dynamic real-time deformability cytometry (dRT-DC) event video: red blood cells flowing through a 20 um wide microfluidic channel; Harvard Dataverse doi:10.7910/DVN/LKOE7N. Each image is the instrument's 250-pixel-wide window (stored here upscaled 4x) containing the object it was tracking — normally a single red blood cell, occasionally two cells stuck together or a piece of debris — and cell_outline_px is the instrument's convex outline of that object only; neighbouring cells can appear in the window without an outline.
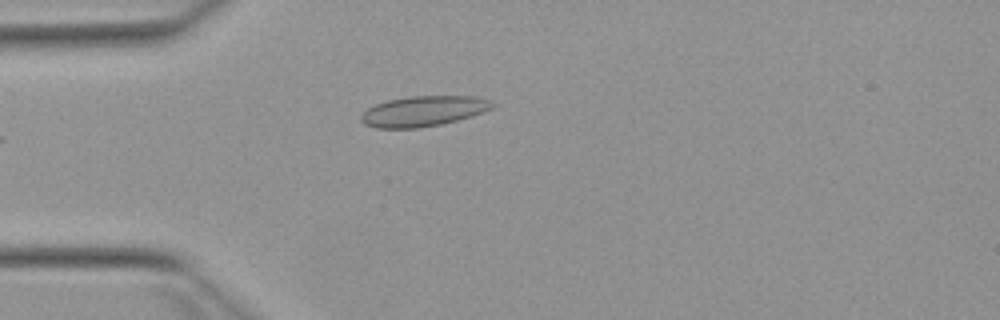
{"species": "Egyptian fruit bat (a non-hibernating species)", "species_latin": "Rousettus aegyptiacus", "temperature_condition": "warm", "stored_images_in_passage": 31, "camera_frame_rate_fps": 3000, "um_per_image_px": 0.085, "animal": {"sex": "female"}, "frame": {"image": 1, "passage_image": 1, "time_ms": 0.0, "image_size_px": [1000, 320], "cell_outline_px": [[496, 104], [492, 108], [472, 116], [440, 124], [416, 128], [376, 128], [364, 124], [360, 120], [360, 116], [368, 108], [376, 104], [388, 100], [408, 96], [476, 96], [492, 100]], "centroid_in_image_um": [36.0, 9.44], "position_along_channel_um": 49.0, "area_um2": 23.24}}
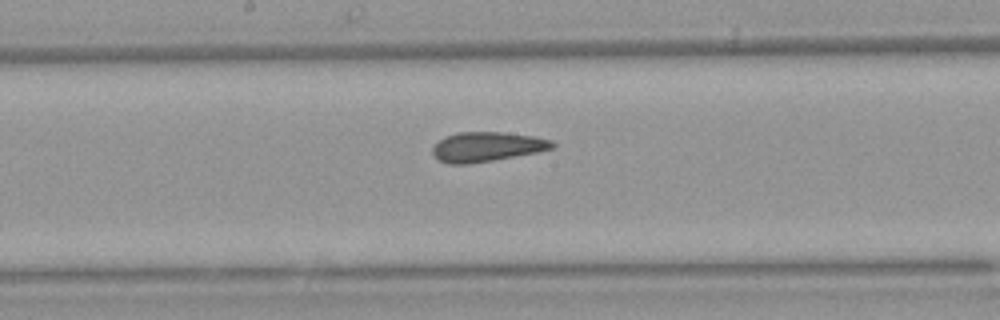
{"frame": {"image": 2, "passage_image": 14, "time_ms": 4.333, "image_size_px": [1000, 320], "cell_outline_px": [[556, 144], [552, 148], [536, 152], [492, 160], [468, 164], [448, 164], [440, 160], [432, 152], [432, 148], [444, 136], [456, 132], [504, 132], [532, 136], [552, 140]], "centroid_in_image_um": [41.37, 12.46], "position_along_channel_um": 206.8, "area_um2": 20.46}}
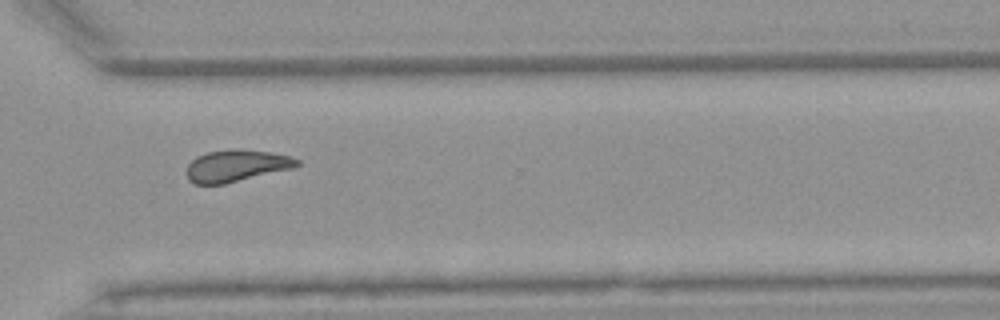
{"frame": {"image": 3, "passage_image": 25, "time_ms": 8.0, "image_size_px": [1000, 320], "cell_outline_px": [[300, 164], [292, 168], [224, 184], [196, 184], [188, 180], [184, 172], [188, 164], [196, 156], [208, 152], [232, 148], [236, 148], [272, 152], [288, 156], [300, 160]], "centroid_in_image_um": [20.04, 14.08], "position_along_channel_um": 350.6, "area_um2": 20.63}, "authors_computed_cell_mechanics": {"area_um2": 20.7502, "velocity_mm_per_s": 3.9201, "shape_relaxation_time_tau1_ms": null, "shape_relaxation_time_tau2_ms": 1.802, "deformation_change_tau1": null, "deformation_change_tau2": 0.0656}}